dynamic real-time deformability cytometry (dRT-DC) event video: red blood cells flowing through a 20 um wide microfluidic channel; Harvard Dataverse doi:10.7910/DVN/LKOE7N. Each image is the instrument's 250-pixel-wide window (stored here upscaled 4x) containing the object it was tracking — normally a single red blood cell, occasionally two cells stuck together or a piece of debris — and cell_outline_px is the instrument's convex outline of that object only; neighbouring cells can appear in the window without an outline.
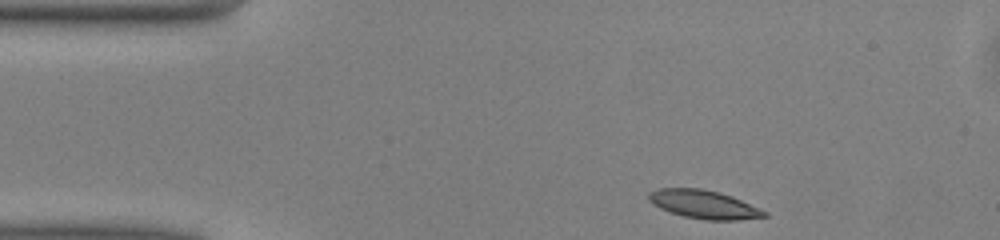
{"species": "common noctule bat (a hibernating species)", "species_latin": "Nyctalus noctula", "temperature_condition": "warm", "stored_images_in_passage": 43, "camera_frame_rate_fps": 3000, "um_per_image_px": 0.085, "animal": {"sex": "male", "body_mass_g": 13.0, "forearm_length_mm": 53.1}, "frame": {"image": 1, "passage_image": 1, "time_ms": 0.0, "image_size_px": [1000, 240], "cell_outline_px": [[768, 216], [736, 220], [704, 220], [684, 216], [660, 208], [652, 204], [648, 200], [648, 192], [660, 188], [700, 188], [720, 192], [732, 196], [768, 212]], "centroid_in_image_um": [59.82, 17.37], "position_along_channel_um": 25.2, "area_um2": 19.13}}
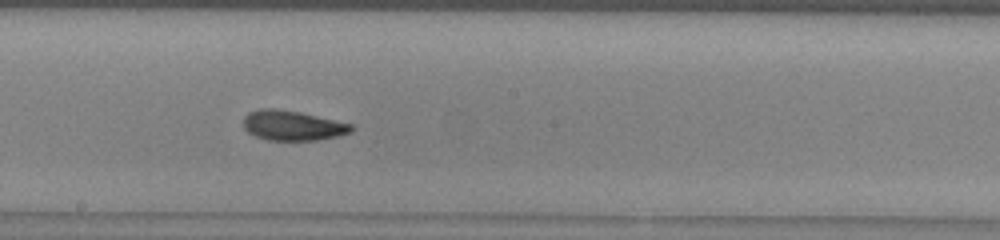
{"frame": {"image": 2, "passage_image": 20, "time_ms": 6.333, "image_size_px": [1000, 240], "cell_outline_px": [[352, 132], [340, 136], [316, 140], [268, 140], [256, 136], [248, 132], [244, 128], [244, 116], [248, 112], [260, 108], [272, 108], [300, 112], [352, 124]], "centroid_in_image_um": [24.86, 10.67], "position_along_channel_um": 223.3, "area_um2": 18.79}}
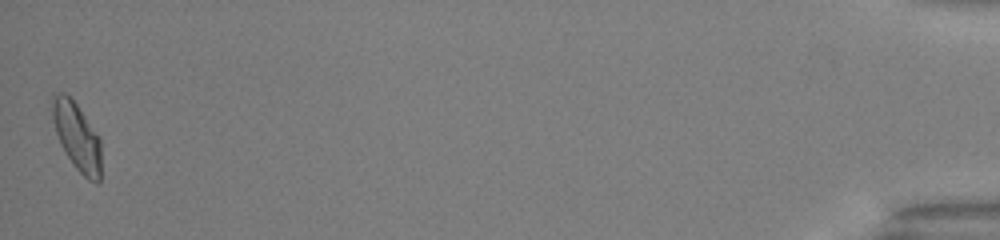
{"frame": {"image": 3, "passage_image": 43, "time_ms": 14.0, "image_size_px": [1000, 240], "cell_outline_px": [[100, 180], [96, 184], [88, 180], [72, 164], [60, 144], [52, 120], [52, 96], [56, 92], [64, 92], [76, 104], [100, 136]], "centroid_in_image_um": [6.53, 11.61], "position_along_channel_um": 428.7, "area_um2": 19.31}, "authors_computed_cell_mechanics": {"area_um2": 18.785, "velocity_mm_per_s": 4.0524, "shape_relaxation_time_tau1_ms": 3.4464, "shape_relaxation_time_tau2_ms": 2.9524, "deformation_change_tau1": 0.1425, "deformation_change_tau2": 0.0649}}